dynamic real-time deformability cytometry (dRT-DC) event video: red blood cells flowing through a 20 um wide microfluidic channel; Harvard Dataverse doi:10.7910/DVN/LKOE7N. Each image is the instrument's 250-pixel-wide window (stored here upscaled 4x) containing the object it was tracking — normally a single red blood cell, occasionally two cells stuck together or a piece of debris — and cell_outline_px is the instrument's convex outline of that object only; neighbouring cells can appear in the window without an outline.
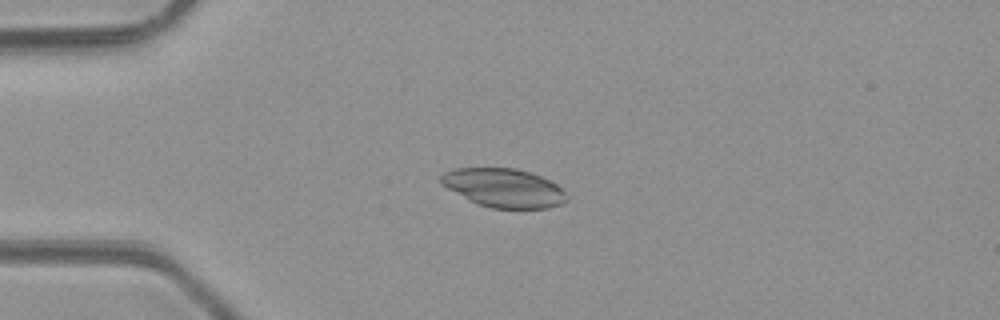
{"species": "common noctule bat (a hibernating species)", "species_latin": "Nyctalus noctula", "temperature_condition": "room temperature", "stored_images_in_passage": 3, "camera_frame_rate_fps": 3000, "um_per_image_px": 0.085, "animal": {"sex": "male", "body_mass_g": 23.1, "forearm_length_mm": 52.7}, "frame": {"image": 1, "passage_image": 3, "time_ms": 2.333, "image_size_px": [1000, 320], "cell_outline_px": [[568, 200], [560, 204], [548, 208], [492, 208], [480, 204], [440, 184], [440, 176], [444, 172], [452, 168], [516, 168], [532, 172], [556, 184], [568, 196]], "centroid_in_image_um": [42.83, 15.95], "position_along_channel_um": 42.2, "area_um2": 28.09}}